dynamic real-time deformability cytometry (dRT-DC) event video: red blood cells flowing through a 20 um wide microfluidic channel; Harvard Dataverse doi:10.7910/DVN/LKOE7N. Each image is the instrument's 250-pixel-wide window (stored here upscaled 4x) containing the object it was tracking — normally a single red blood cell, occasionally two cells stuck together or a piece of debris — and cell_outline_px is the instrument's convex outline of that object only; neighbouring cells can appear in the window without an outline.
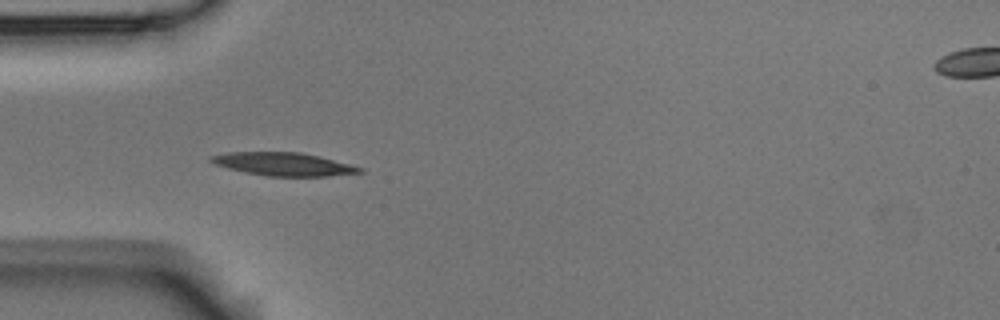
{"species": "Egyptian fruit bat (a non-hibernating species)", "species_latin": "Rousettus aegyptiacus", "temperature_condition": "room temperature", "stored_images_in_passage": 5, "camera_frame_rate_fps": 3000, "um_per_image_px": 0.085, "animal": {"sex": "male"}, "frame": {"image": 1, "passage_image": 2, "time_ms": 0.333, "image_size_px": [1000, 320], "cell_outline_px": [[364, 172], [328, 176], [264, 176], [228, 168], [216, 164], [208, 160], [208, 156], [228, 152], [300, 152], [364, 168]], "centroid_in_image_um": [24.05, 13.95], "position_along_channel_um": 60.9, "area_um2": 19.83}}
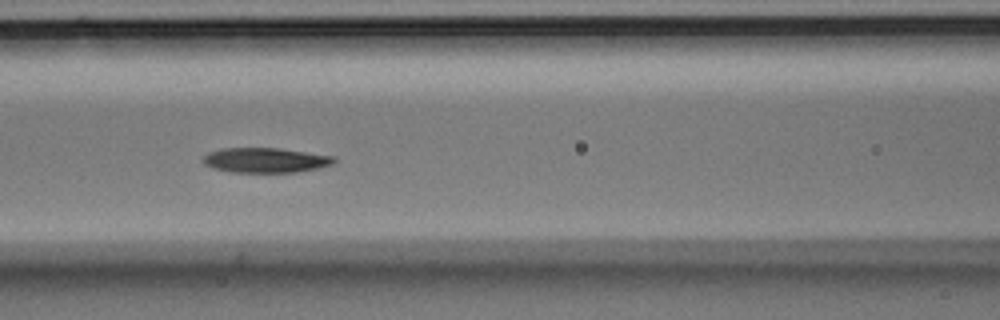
{"frame": {"image": 2, "passage_image": 4, "time_ms": 1.0, "image_size_px": [1000, 320], "cell_outline_px": [[336, 160], [332, 164], [320, 168], [296, 172], [232, 172], [212, 168], [204, 164], [200, 160], [208, 152], [220, 148], [280, 148], [336, 156]], "centroid_in_image_um": [22.56, 13.61], "position_along_channel_um": 144.0, "area_um2": 19.25}}
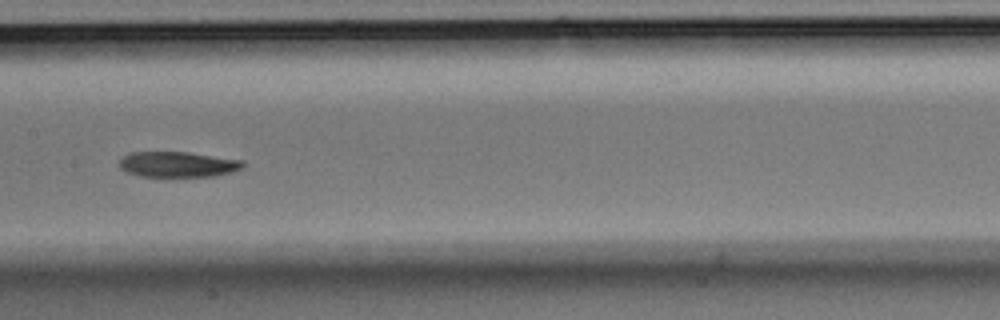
{"frame": {"image": 3, "passage_image": 5, "time_ms": 1.333, "image_size_px": [1000, 320], "cell_outline_px": [[244, 168], [232, 172], [216, 176], [140, 176], [128, 172], [120, 168], [120, 160], [124, 156], [132, 152], [188, 152], [244, 160]], "centroid_in_image_um": [15.17, 13.97], "position_along_channel_um": 192.2, "area_um2": 18.32}}